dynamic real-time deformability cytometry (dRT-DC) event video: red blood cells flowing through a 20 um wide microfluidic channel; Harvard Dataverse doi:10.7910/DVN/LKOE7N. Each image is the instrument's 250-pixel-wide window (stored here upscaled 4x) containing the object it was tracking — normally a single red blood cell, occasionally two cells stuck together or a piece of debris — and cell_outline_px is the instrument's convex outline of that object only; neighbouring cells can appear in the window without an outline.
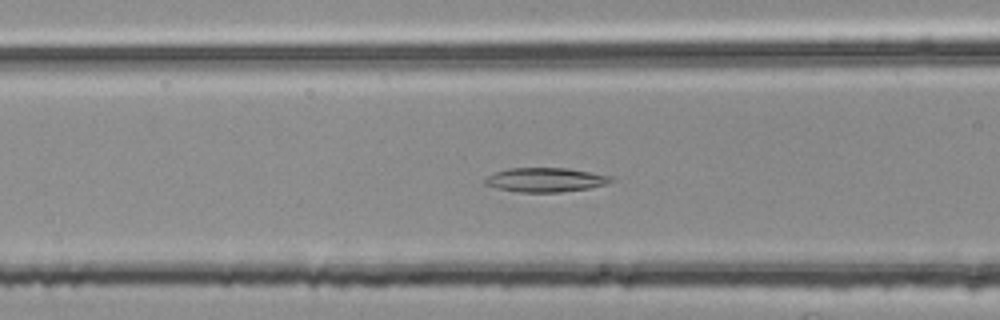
{"species": "common noctule bat (a hibernating species)", "species_latin": "Nyctalus noctula", "temperature_condition": "room temperature", "stored_images_in_passage": 54, "segment_of_instrument_passage": [2, 2], "camera_frame_rate_fps": 3000, "um_per_image_px": 0.085, "animal": {"sex": "female", "body_mass_g": 25.1}, "frame": {"image": 1, "passage_image": 22, "time_ms": 7.0, "image_size_px": [1000, 320], "cell_outline_px": [[612, 180], [608, 184], [588, 188], [560, 192], [520, 192], [496, 188], [484, 184], [484, 180], [488, 176], [496, 172], [508, 168], [568, 168], [612, 176]], "centroid_in_image_um": [46.36, 15.28], "position_along_channel_um": 120.2, "area_um2": 17.69}}
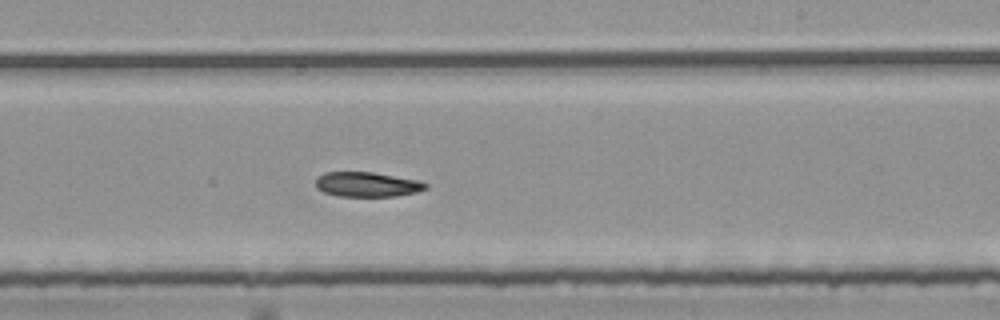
{"frame": {"image": 2, "passage_image": 33, "time_ms": 10.667, "image_size_px": [1000, 320], "cell_outline_px": [[428, 188], [416, 192], [396, 196], [336, 196], [324, 192], [316, 188], [316, 176], [324, 172], [372, 172], [420, 180], [428, 184]], "centroid_in_image_um": [31.2, 15.67], "position_along_channel_um": 257.8, "area_um2": 16.01}}
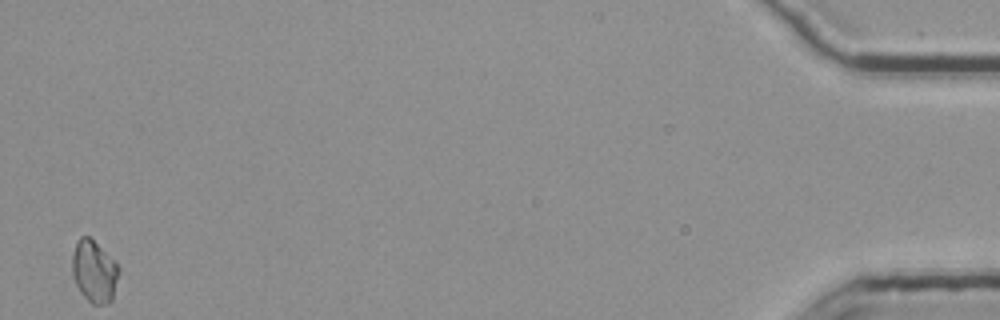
{"frame": {"image": 3, "passage_image": 54, "time_ms": 17.667, "image_size_px": [1000, 320], "cell_outline_px": [[120, 272], [112, 300], [108, 304], [92, 304], [80, 292], [72, 276], [72, 256], [76, 240], [80, 236], [88, 236], [116, 260], [120, 268]], "centroid_in_image_um": [8.02, 23.06], "position_along_channel_um": 427.2, "area_um2": 17.17}}